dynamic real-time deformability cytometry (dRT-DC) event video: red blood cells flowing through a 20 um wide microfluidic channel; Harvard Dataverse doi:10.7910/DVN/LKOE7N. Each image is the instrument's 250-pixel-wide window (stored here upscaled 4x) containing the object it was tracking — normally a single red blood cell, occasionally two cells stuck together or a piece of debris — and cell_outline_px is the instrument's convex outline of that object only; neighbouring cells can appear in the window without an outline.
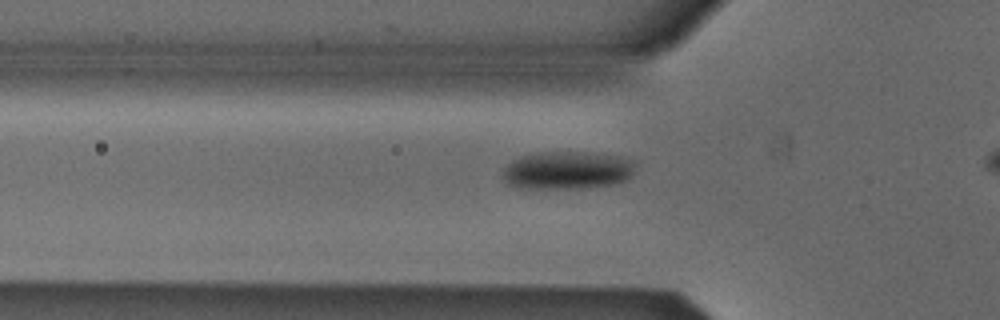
{"species": "Egyptian fruit bat (a non-hibernating species)", "species_latin": "Rousettus aegyptiacus", "temperature_condition": "cold", "stored_images_in_passage": 30, "camera_frame_rate_fps": 3000, "um_per_image_px": 0.085, "animal": {"sex": "male"}, "frame": {"image": 1, "passage_image": 4, "time_ms": 1.0, "image_size_px": [1000, 320], "cell_outline_px": [[632, 172], [628, 180], [612, 184], [588, 188], [520, 188], [508, 184], [500, 176], [504, 168], [512, 160], [520, 156], [540, 152], [584, 152], [616, 156], [628, 160], [632, 164]], "centroid_in_image_um": [48.12, 14.49], "position_along_channel_um": 77.7, "area_um2": 29.13}}
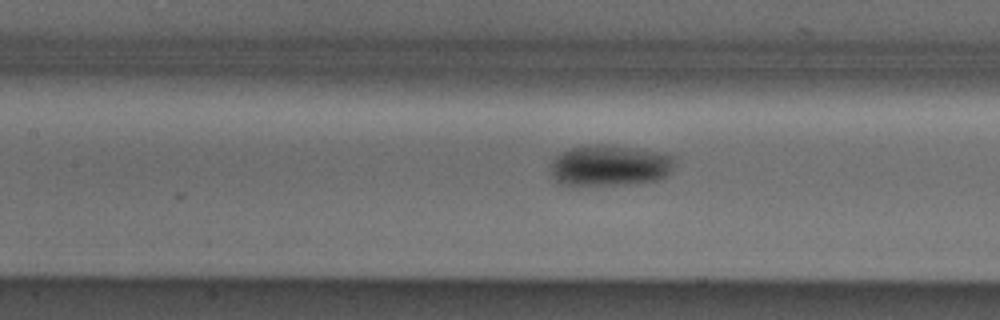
{"frame": {"image": 2, "passage_image": 10, "time_ms": 3.0, "image_size_px": [1000, 320], "cell_outline_px": [[676, 160], [668, 176], [660, 180], [636, 184], [572, 188], [556, 184], [552, 180], [552, 160], [560, 152], [568, 148], [592, 144], [612, 144], [640, 148], [664, 152], [676, 156]], "centroid_in_image_um": [51.82, 14.1], "position_along_channel_um": 155.6, "area_um2": 31.62}}
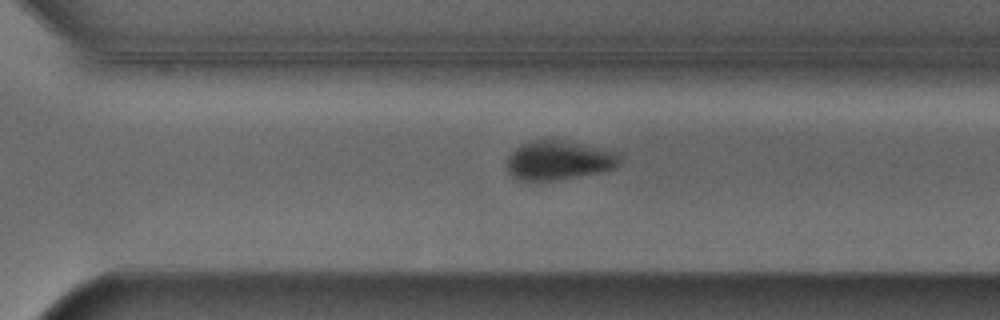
{"frame": {"image": 3, "passage_image": 23, "time_ms": 7.333, "image_size_px": [1000, 320], "cell_outline_px": [[620, 164], [612, 168], [596, 172], [556, 180], [516, 180], [508, 172], [508, 156], [516, 148], [532, 140], [552, 136], [620, 152]], "centroid_in_image_um": [47.5, 13.57], "position_along_channel_um": 323.1, "area_um2": 26.18}}